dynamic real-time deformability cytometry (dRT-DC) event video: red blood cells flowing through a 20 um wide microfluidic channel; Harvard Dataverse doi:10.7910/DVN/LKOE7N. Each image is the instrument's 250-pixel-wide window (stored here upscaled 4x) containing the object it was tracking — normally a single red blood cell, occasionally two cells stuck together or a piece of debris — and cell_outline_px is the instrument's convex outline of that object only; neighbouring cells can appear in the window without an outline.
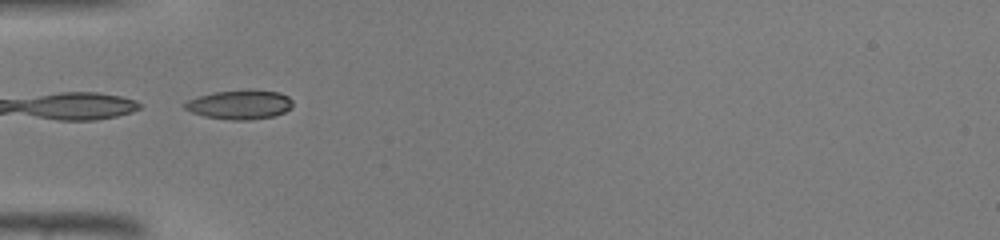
{"species": "common noctule bat (a hibernating species)", "species_latin": "Nyctalus noctula", "temperature_condition": "warm", "stored_images_in_passage": 31, "camera_frame_rate_fps": 3000, "um_per_image_px": 0.085, "animal": {"sex": "male", "body_mass_g": 19.0, "forearm_length_mm": 50.8}, "frame": {"image": 1, "passage_image": 1, "time_ms": 0.0, "image_size_px": [1000, 240], "cell_outline_px": [[292, 108], [284, 112], [272, 116], [248, 120], [232, 120], [204, 116], [192, 112], [184, 108], [184, 104], [188, 100], [200, 96], [216, 92], [280, 92], [288, 96], [292, 100]], "centroid_in_image_um": [20.39, 8.93], "position_along_channel_um": 64.6, "area_um2": 17.57}}
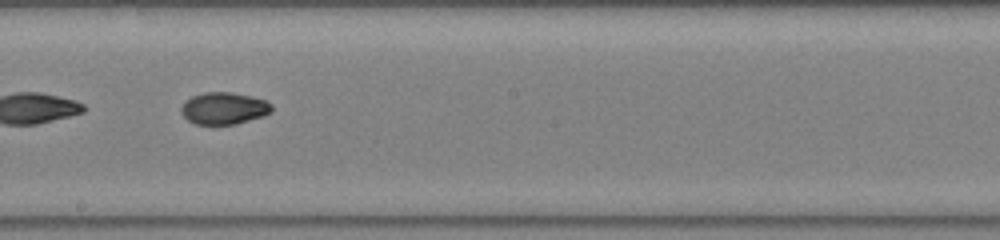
{"frame": {"image": 2, "passage_image": 12, "time_ms": 3.667, "image_size_px": [1000, 240], "cell_outline_px": [[272, 112], [264, 116], [236, 124], [196, 124], [188, 120], [180, 112], [180, 108], [184, 100], [192, 96], [204, 92], [232, 92], [264, 100], [272, 104]], "centroid_in_image_um": [19.01, 9.2], "position_along_channel_um": 229.2, "area_um2": 16.94}}
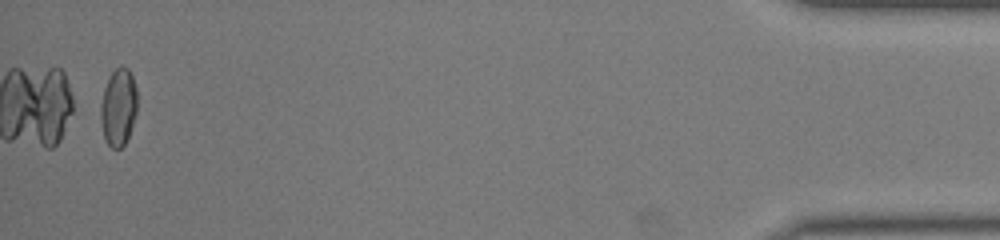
{"frame": {"image": 3, "passage_image": 30, "time_ms": 9.667, "image_size_px": [1000, 240], "cell_outline_px": [[136, 112], [128, 136], [124, 144], [120, 148], [112, 148], [108, 144], [104, 136], [100, 120], [100, 104], [104, 88], [112, 72], [120, 64], [128, 68], [132, 76], [136, 88]], "centroid_in_image_um": [10.05, 9.08], "position_along_channel_um": 425.2, "area_um2": 16.36}}